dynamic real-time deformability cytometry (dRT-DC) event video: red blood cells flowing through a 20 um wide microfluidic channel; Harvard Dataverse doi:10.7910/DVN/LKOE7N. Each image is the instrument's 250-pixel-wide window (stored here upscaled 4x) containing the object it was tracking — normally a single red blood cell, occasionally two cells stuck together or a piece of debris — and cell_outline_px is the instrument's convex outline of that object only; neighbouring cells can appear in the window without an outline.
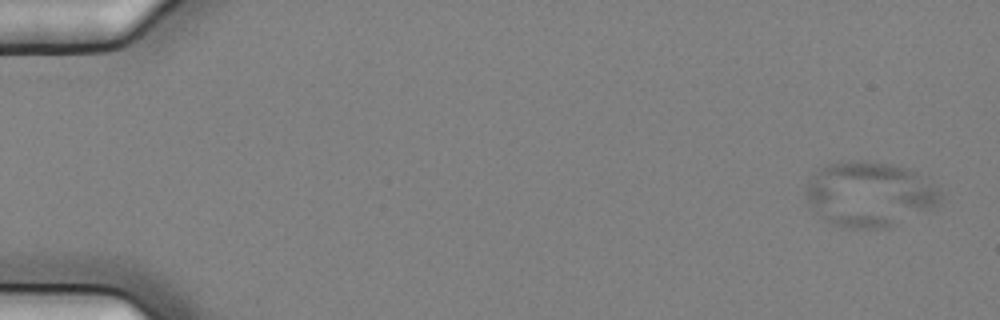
{"species": "common noctule bat (a hibernating species)", "species_latin": "Nyctalus noctula", "temperature_condition": "cold", "stored_images_in_passage": 5, "camera_frame_rate_fps": 3000, "um_per_image_px": 0.085, "animal": {"sex": "female", "body_mass_g": 25.1}, "frame": {"image": 1, "passage_image": 1, "time_ms": 0.0, "image_size_px": [1000, 320], "cell_outline_px": [[940, 204], [932, 208], [888, 228], [852, 228], [832, 224], [824, 220], [808, 204], [804, 192], [804, 184], [812, 172], [828, 164], [840, 160], [864, 160], [892, 164], [912, 168], [932, 184], [940, 192]], "centroid_in_image_um": [73.84, 16.47], "position_along_channel_um": 11.2, "area_um2": 51.67}}
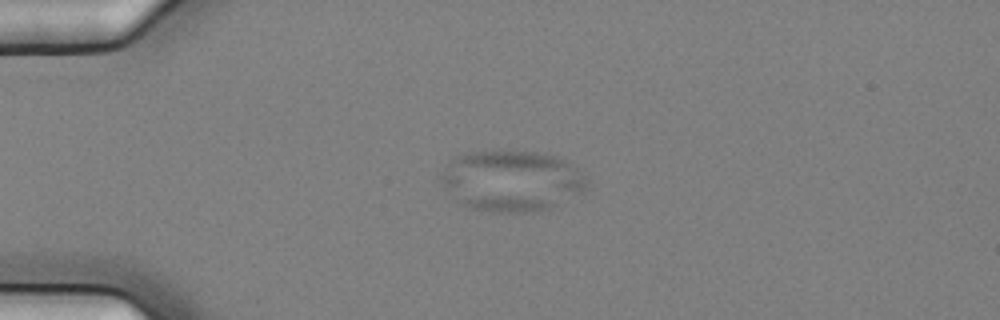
{"frame": {"image": 2, "passage_image": 4, "time_ms": 1.0, "image_size_px": [1000, 320], "cell_outline_px": [[588, 184], [584, 192], [548, 208], [536, 212], [492, 212], [472, 208], [456, 200], [440, 180], [440, 176], [448, 160], [464, 152], [484, 148], [508, 148], [536, 152], [556, 156], [564, 160], [584, 176], [588, 180]], "centroid_in_image_um": [43.44, 15.31], "position_along_channel_um": 41.6, "area_um2": 52.71}}